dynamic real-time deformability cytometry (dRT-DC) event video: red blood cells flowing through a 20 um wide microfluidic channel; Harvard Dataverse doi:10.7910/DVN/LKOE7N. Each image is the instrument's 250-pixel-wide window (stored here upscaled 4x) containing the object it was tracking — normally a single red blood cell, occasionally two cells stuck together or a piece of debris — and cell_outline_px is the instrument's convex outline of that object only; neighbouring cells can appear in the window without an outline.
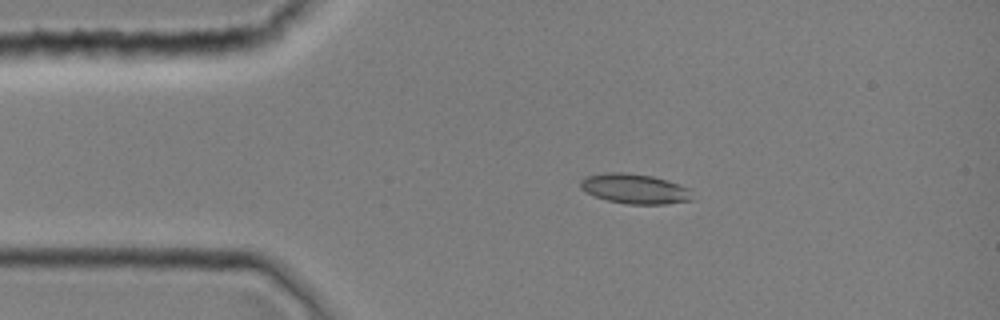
{"species": "common noctule bat (a hibernating species)", "species_latin": "Nyctalus noctula", "temperature_condition": "room temperature", "stored_images_in_passage": 1, "camera_frame_rate_fps": 3000, "um_per_image_px": 0.085, "animal": {"sex": "female", "body_mass_g": 19.0, "forearm_length_mm": 51.5}, "frame": {"image": 1, "passage_image": 1, "time_ms": 0.0, "image_size_px": [1000, 320], "cell_outline_px": [[692, 200], [664, 204], [628, 204], [608, 200], [596, 196], [580, 188], [580, 180], [588, 176], [604, 172], [624, 172], [652, 176], [668, 180], [688, 188]], "centroid_in_image_um": [53.94, 16.03], "position_along_channel_um": 31.1, "area_um2": 19.25}}